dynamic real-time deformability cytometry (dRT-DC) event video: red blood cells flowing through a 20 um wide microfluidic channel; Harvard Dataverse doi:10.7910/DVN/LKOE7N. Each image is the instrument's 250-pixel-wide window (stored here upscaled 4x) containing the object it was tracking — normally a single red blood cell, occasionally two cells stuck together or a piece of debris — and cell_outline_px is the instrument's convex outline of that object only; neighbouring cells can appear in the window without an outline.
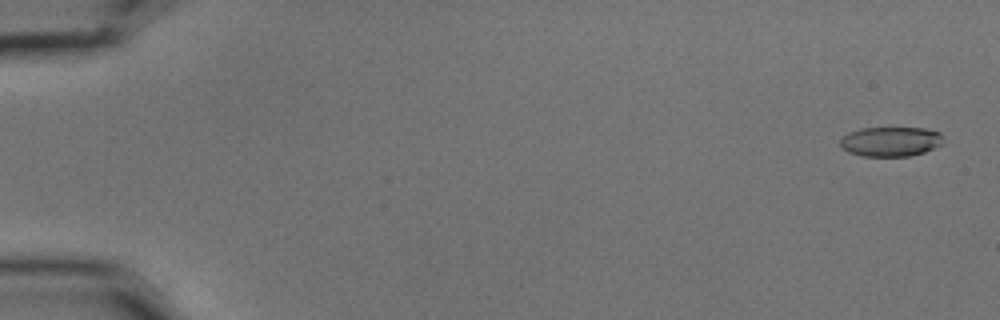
{"species": "common noctule bat (a hibernating species)", "species_latin": "Nyctalus noctula", "temperature_condition": "cold", "stored_images_in_passage": 57, "camera_frame_rate_fps": 3000, "um_per_image_px": 0.085, "animal": {"sex": "male", "body_mass_g": 15.6}, "frame": {"image": 1, "passage_image": 3, "time_ms": 0.667, "image_size_px": [1000, 320], "cell_outline_px": [[944, 144], [936, 148], [924, 152], [908, 156], [860, 156], [848, 152], [840, 144], [840, 140], [848, 132], [860, 128], [928, 128], [940, 132], [944, 136]], "centroid_in_image_um": [75.77, 12.02], "position_along_channel_um": 9.2, "area_um2": 18.09}}
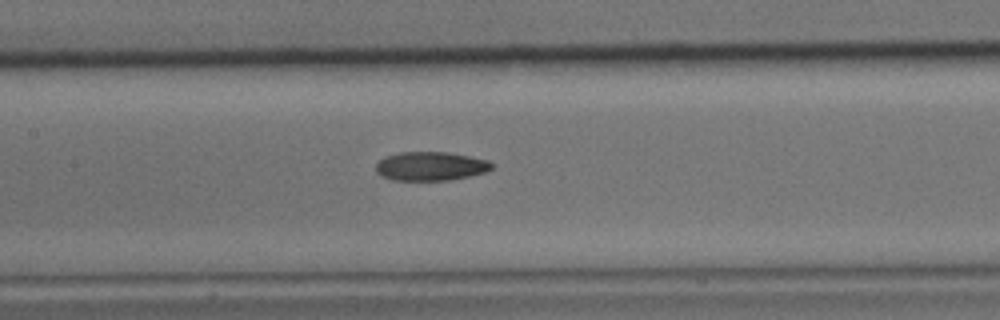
{"frame": {"image": 2, "passage_image": 29, "time_ms": 9.333, "image_size_px": [1000, 320], "cell_outline_px": [[492, 168], [484, 172], [468, 176], [448, 180], [392, 180], [380, 176], [376, 172], [376, 164], [384, 156], [400, 152], [448, 152], [488, 160], [492, 164]], "centroid_in_image_um": [36.55, 14.12], "position_along_channel_um": 170.9, "area_um2": 19.42}}
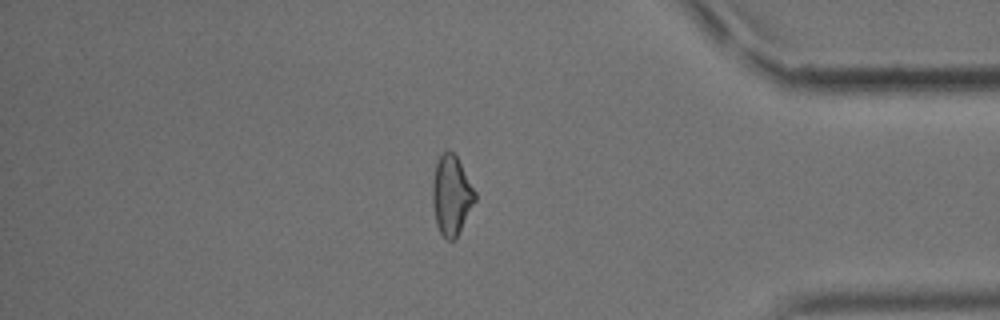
{"frame": {"image": 3, "passage_image": 50, "time_ms": 16.333, "image_size_px": [1000, 320], "cell_outline_px": [[476, 200], [456, 240], [448, 240], [440, 232], [436, 224], [432, 204], [432, 180], [436, 160], [448, 148], [456, 156], [476, 192]], "centroid_in_image_um": [38.36, 16.61], "position_along_channel_um": 396.8, "area_um2": 19.88}}